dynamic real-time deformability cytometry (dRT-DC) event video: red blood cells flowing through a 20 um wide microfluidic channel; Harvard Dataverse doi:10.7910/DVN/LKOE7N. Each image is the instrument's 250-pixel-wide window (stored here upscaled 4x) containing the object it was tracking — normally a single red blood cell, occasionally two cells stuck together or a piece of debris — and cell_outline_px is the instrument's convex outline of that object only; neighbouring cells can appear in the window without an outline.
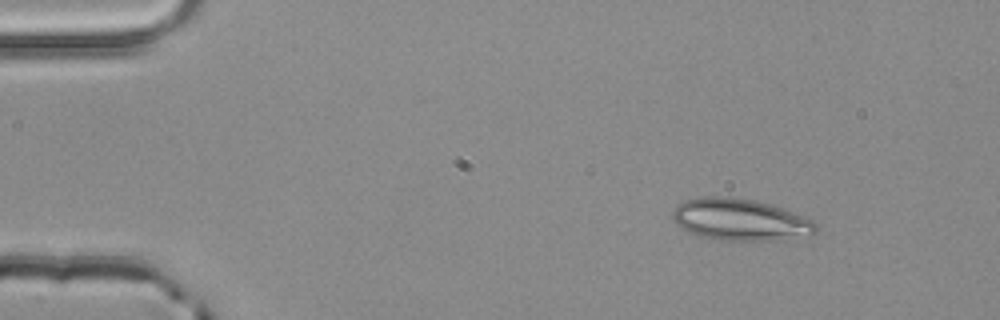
{"species": "common noctule bat (a hibernating species)", "species_latin": "Nyctalus noctula", "temperature_condition": "room temperature", "stored_images_in_passage": 3, "camera_frame_rate_fps": 3000, "um_per_image_px": 0.085, "animal": {"sex": "male", "body_mass_g": 20.4}, "frame": {"image": 1, "passage_image": 1, "time_ms": 0.0, "image_size_px": [1000, 320], "cell_outline_px": [[816, 232], [812, 236], [772, 240], [724, 240], [696, 236], [680, 228], [672, 220], [672, 212], [676, 204], [684, 200], [700, 196], [720, 196], [756, 200], [804, 216], [812, 220], [816, 224]], "centroid_in_image_um": [62.86, 18.67], "position_along_channel_um": 22.1, "area_um2": 35.14}}